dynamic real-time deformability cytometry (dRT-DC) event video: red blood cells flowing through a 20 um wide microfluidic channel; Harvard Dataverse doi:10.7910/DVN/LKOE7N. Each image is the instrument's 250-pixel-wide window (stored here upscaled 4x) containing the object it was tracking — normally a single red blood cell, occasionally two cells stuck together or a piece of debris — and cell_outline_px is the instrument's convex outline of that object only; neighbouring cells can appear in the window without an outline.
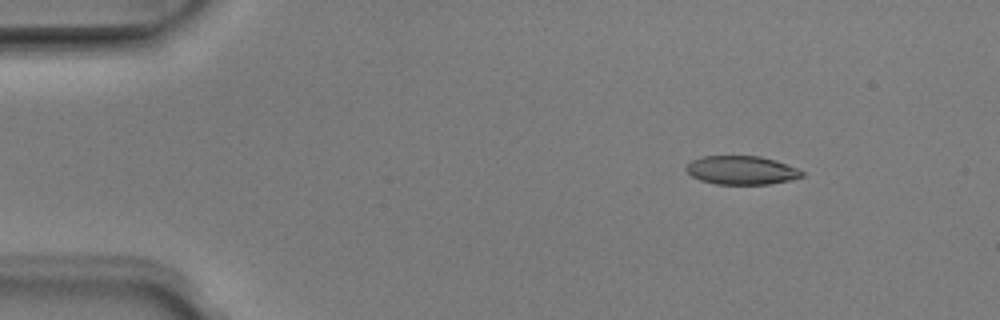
{"species": "Egyptian fruit bat (a non-hibernating species)", "species_latin": "Rousettus aegyptiacus", "temperature_condition": "room temperature", "stored_images_in_passage": 50, "camera_frame_rate_fps": 3000, "um_per_image_px": 0.085, "animal": {"sex": "male"}, "frame": {"image": 1, "passage_image": 6, "time_ms": 1.667, "image_size_px": [1000, 320], "cell_outline_px": [[804, 176], [792, 180], [768, 184], [716, 184], [700, 180], [692, 176], [684, 168], [692, 160], [704, 156], [760, 156], [776, 160], [796, 168], [804, 172]], "centroid_in_image_um": [63.04, 14.47], "position_along_channel_um": 22.0, "area_um2": 19.31}}
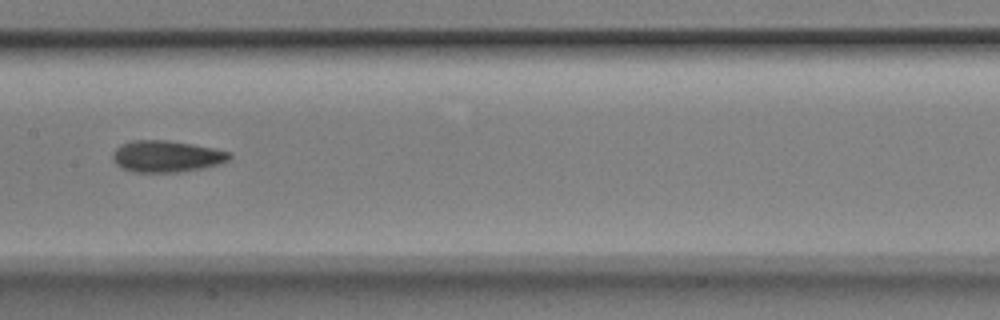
{"frame": {"image": 2, "passage_image": 25, "time_ms": 8.0, "image_size_px": [1000, 320], "cell_outline_px": [[232, 156], [228, 160], [216, 164], [200, 168], [176, 172], [132, 172], [116, 164], [112, 160], [112, 152], [120, 144], [132, 140], [168, 140], [216, 148], [228, 152]], "centroid_in_image_um": [14.1, 13.27], "position_along_channel_um": 193.3, "area_um2": 21.39}}
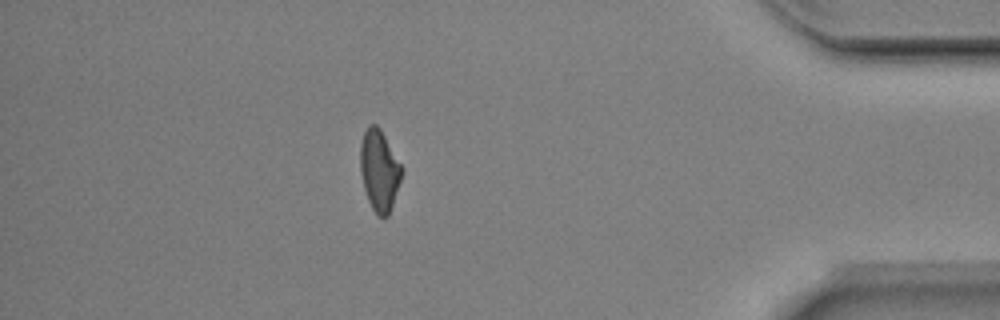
{"frame": {"image": 3, "passage_image": 44, "time_ms": 14.333, "image_size_px": [1000, 320], "cell_outline_px": [[404, 172], [388, 216], [380, 216], [372, 208], [368, 200], [364, 188], [360, 172], [360, 144], [364, 132], [368, 124], [376, 124], [380, 128], [404, 168]], "centroid_in_image_um": [32.25, 14.44], "position_along_channel_um": 402.9, "area_um2": 19.71}, "authors_computed_cell_mechanics": {"area_um2": 20.3167, "velocity_mm_per_s": 3.977, "shape_relaxation_time_tau1_ms": 3.8926, "shape_relaxation_time_tau2_ms": 2.8825, "deformation_change_tau1": 0.139, "deformation_change_tau2": 0.101}}